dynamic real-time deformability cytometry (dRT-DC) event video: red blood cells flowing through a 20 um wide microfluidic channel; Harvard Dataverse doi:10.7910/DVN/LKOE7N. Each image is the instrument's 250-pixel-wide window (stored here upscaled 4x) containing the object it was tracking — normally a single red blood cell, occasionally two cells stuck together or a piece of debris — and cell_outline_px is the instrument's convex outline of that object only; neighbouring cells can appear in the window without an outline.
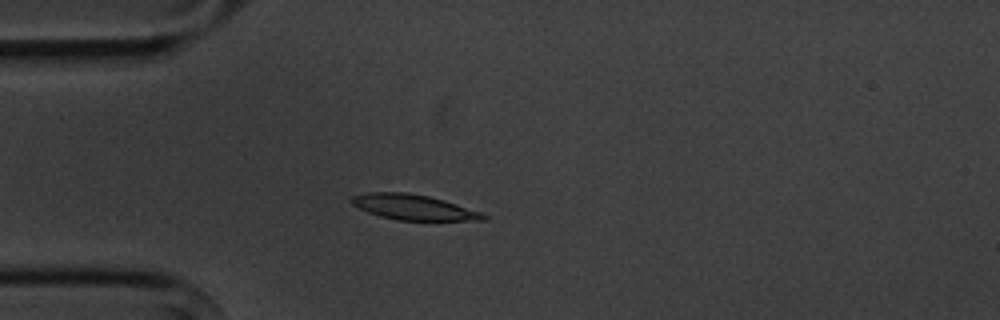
{"species": "common noctule bat (a hibernating species)", "species_latin": "Nyctalus noctula", "temperature_condition": "cold", "stored_images_in_passage": 5, "camera_frame_rate_fps": 3000, "um_per_image_px": 0.085, "animal": {"sex": "male", "body_mass_g": 20.1, "forearm_length_mm": 53.5}, "frame": {"image": 1, "passage_image": 5, "time_ms": 4.667, "image_size_px": [1000, 320], "cell_outline_px": [[488, 220], [396, 220], [380, 216], [368, 212], [352, 204], [348, 200], [352, 196], [368, 192], [408, 192], [428, 196], [444, 200], [480, 212], [488, 216]], "centroid_in_image_um": [35.12, 17.61], "position_along_channel_um": 49.9, "area_um2": 19.36}}